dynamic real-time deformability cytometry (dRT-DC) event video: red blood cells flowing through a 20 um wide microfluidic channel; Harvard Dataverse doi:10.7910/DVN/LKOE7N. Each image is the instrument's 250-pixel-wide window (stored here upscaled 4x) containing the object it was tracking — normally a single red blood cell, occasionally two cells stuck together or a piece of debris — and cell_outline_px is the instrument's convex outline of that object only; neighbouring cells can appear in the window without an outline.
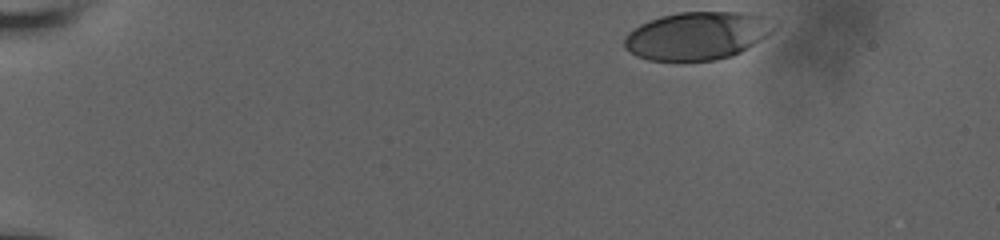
{"species": "human", "species_latin": "Homo sapiens", "temperature_condition": "room temperature", "stored_images_in_passage": 24, "camera_frame_rate_fps": 3000, "um_per_image_px": 0.085, "donor": {"sex": "male"}, "frame": {"image": 1, "passage_image": 1, "time_ms": 0.0, "image_size_px": [1000, 240], "cell_outline_px": [[780, 20], [772, 32], [760, 40], [740, 52], [732, 56], [716, 60], [648, 60], [636, 56], [628, 52], [624, 48], [624, 36], [628, 32], [640, 24], [648, 20], [660, 16], [676, 12], [744, 12]], "centroid_in_image_um": [59.27, 3.02], "position_along_channel_um": 25.7, "area_um2": 42.25}}
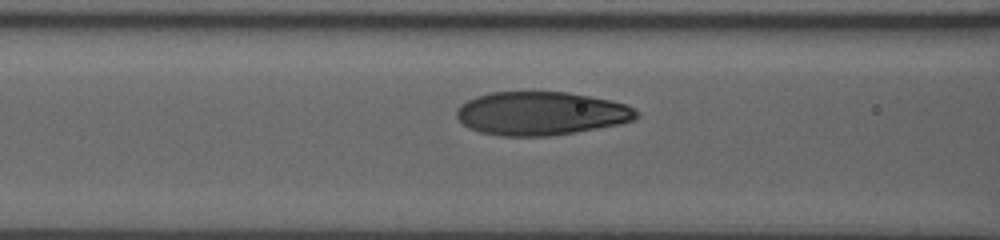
{"frame": {"image": 2, "passage_image": 18, "time_ms": 5.667, "image_size_px": [1000, 240], "cell_outline_px": [[640, 116], [632, 120], [620, 124], [576, 132], [552, 136], [500, 136], [480, 132], [468, 128], [456, 116], [456, 108], [460, 104], [476, 96], [488, 92], [568, 92], [608, 100], [624, 104], [640, 112]], "centroid_in_image_um": [45.96, 9.65], "position_along_channel_um": 120.6, "area_um2": 45.66}}
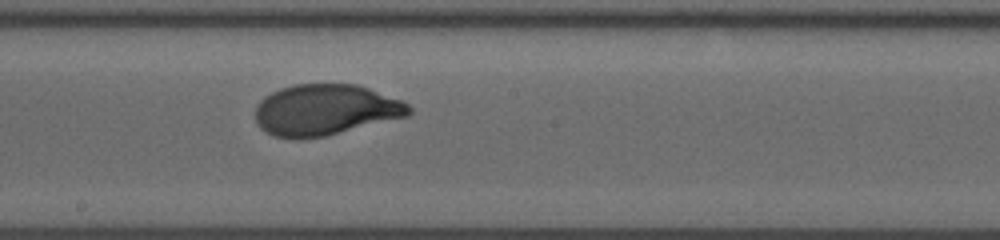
{"frame": {"image": 3, "passage_image": 24, "time_ms": 8.333, "image_size_px": [1000, 240], "cell_outline_px": [[412, 112], [408, 116], [324, 136], [300, 140], [296, 140], [272, 136], [260, 128], [256, 124], [256, 104], [264, 96], [280, 88], [296, 84], [356, 84], [368, 88], [400, 100], [408, 104], [412, 108]], "centroid_in_image_um": [27.61, 9.35], "position_along_channel_um": 220.6, "area_um2": 45.84}}